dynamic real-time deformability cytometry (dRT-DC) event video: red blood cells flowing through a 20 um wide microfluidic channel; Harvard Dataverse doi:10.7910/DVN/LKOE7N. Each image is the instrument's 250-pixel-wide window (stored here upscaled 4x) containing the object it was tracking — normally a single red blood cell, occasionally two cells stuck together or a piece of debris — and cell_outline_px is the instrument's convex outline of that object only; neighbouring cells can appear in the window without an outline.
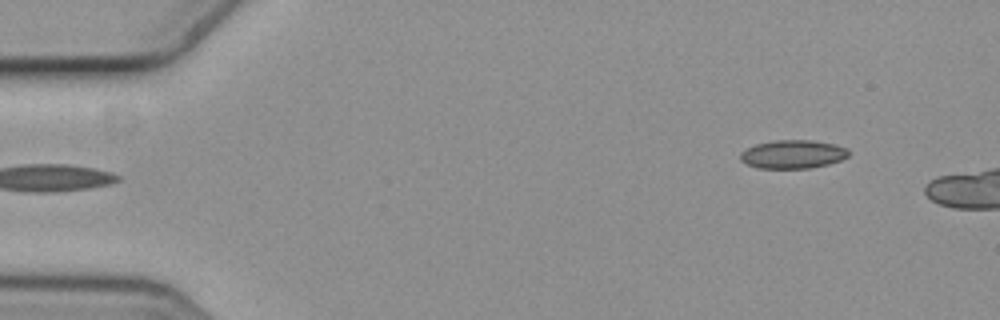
{"species": "common noctule bat (a hibernating species)", "species_latin": "Nyctalus noctula", "temperature_condition": "cold", "stored_images_in_passage": 2, "camera_frame_rate_fps": 3000, "um_per_image_px": 0.085, "animal": {"sex": "female", "body_mass_g": 19.3, "forearm_length_mm": 54.1}, "frame": {"image": 1, "passage_image": 2, "time_ms": 0.333, "image_size_px": [1000, 320], "cell_outline_px": [[848, 156], [840, 160], [828, 164], [808, 168], [756, 168], [740, 160], [740, 152], [756, 144], [776, 140], [812, 140], [836, 144], [848, 148]], "centroid_in_image_um": [67.4, 13.1], "position_along_channel_um": 17.6, "area_um2": 17.92}}